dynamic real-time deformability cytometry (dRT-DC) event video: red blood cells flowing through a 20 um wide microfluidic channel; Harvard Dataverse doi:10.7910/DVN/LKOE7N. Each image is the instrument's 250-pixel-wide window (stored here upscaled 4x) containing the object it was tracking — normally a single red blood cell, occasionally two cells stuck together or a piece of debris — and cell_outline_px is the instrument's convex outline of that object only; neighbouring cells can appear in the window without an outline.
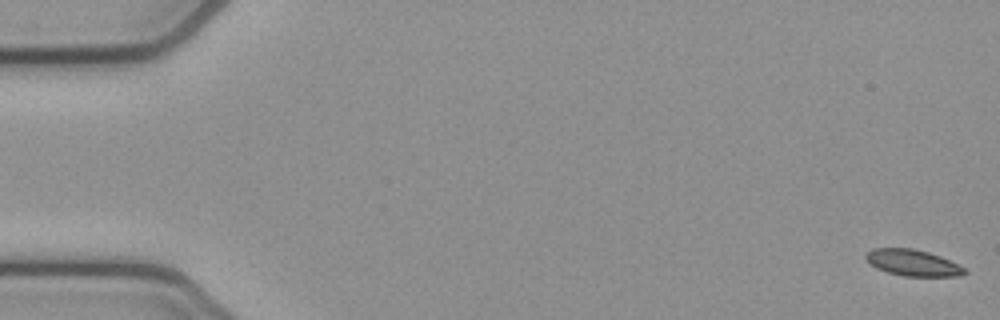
{"species": "common noctule bat (a hibernating species)", "species_latin": "Nyctalus noctula", "temperature_condition": "cold", "stored_images_in_passage": 54, "camera_frame_rate_fps": 3000, "um_per_image_px": 0.085, "animal": {"sex": "female", "body_mass_g": 21.9}, "frame": {"image": 1, "passage_image": 1, "time_ms": 0.0, "image_size_px": [1000, 320], "cell_outline_px": [[968, 272], [960, 276], [904, 276], [888, 272], [876, 268], [864, 256], [872, 248], [912, 248], [928, 252], [940, 256], [964, 268]], "centroid_in_image_um": [77.58, 22.33], "position_along_channel_um": 7.4, "area_um2": 14.91}}
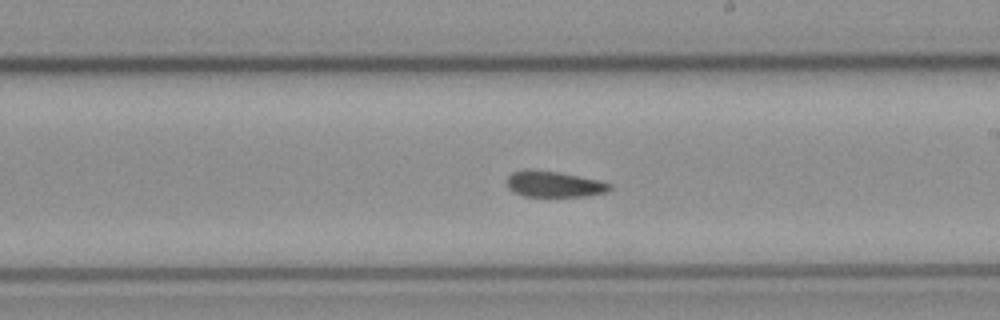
{"frame": {"image": 2, "passage_image": 31, "time_ms": 10.0, "image_size_px": [1000, 320], "cell_outline_px": [[612, 188], [608, 192], [584, 196], [524, 196], [512, 192], [508, 188], [508, 176], [512, 172], [528, 168], [532, 168], [560, 172], [600, 180], [612, 184]], "centroid_in_image_um": [47.1, 15.63], "position_along_channel_um": 241.9, "area_um2": 15.84}}
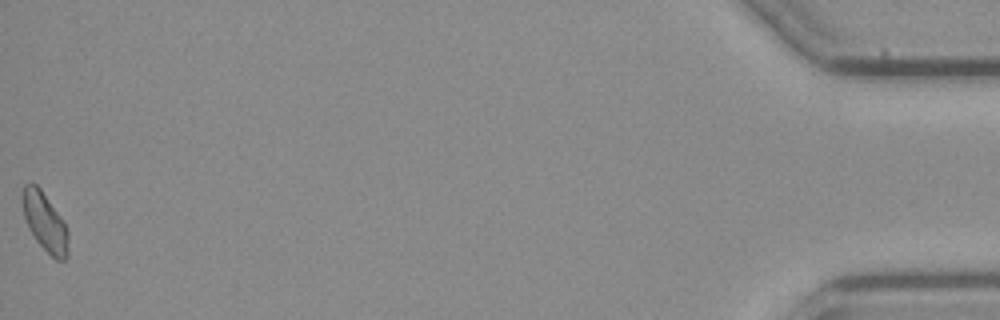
{"frame": {"image": 3, "passage_image": 54, "time_ms": 17.667, "image_size_px": [1000, 320], "cell_outline_px": [[68, 256], [64, 260], [56, 260], [36, 240], [28, 228], [24, 216], [20, 200], [20, 196], [24, 184], [32, 180], [40, 188], [64, 220], [68, 232]], "centroid_in_image_um": [3.79, 18.81], "position_along_channel_um": 431.4, "area_um2": 16.01}, "authors_computed_cell_mechanics": {"area_um2": 16.0395, "velocity_mm_per_s": 3.8351, "shape_relaxation_time_tau1_ms": null, "shape_relaxation_time_tau2_ms": 10.3809, "deformation_change_tau1": null, "deformation_change_tau2": 0.1614}}